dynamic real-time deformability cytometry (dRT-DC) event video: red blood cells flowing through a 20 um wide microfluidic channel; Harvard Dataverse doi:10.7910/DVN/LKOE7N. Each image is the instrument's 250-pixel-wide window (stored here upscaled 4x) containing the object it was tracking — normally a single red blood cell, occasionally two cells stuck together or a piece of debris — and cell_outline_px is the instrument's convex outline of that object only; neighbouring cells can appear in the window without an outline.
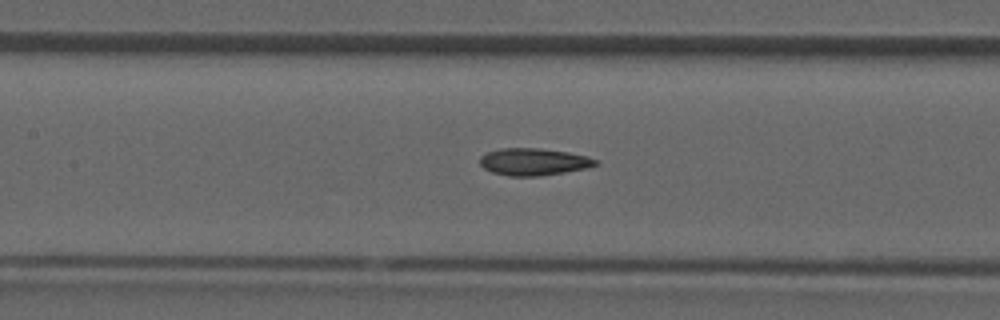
{"species": "common noctule bat (a hibernating species)", "species_latin": "Nyctalus noctula", "temperature_condition": "room temperature", "stored_images_in_passage": 42, "camera_frame_rate_fps": 3000, "um_per_image_px": 0.085, "animal": {"sex": "male", "forearm_length_mm": 52.5}, "frame": {"image": 1, "passage_image": 19, "time_ms": 6.0, "image_size_px": [1000, 320], "cell_outline_px": [[600, 164], [588, 168], [540, 176], [508, 176], [492, 172], [484, 168], [480, 164], [480, 156], [488, 152], [500, 148], [540, 148], [568, 152], [588, 156], [596, 160]], "centroid_in_image_um": [45.37, 13.75], "position_along_channel_um": 162.0, "area_um2": 18.38}}